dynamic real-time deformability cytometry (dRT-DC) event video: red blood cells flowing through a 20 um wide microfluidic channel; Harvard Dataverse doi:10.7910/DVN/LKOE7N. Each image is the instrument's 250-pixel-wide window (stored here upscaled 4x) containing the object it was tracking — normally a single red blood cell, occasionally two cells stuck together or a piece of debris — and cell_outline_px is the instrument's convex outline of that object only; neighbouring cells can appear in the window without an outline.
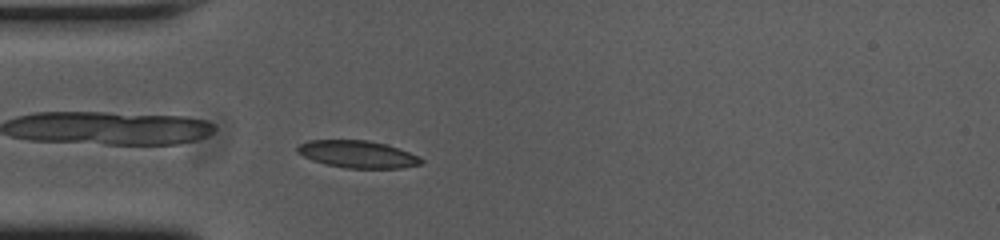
{"species": "common noctule bat (a hibernating species)", "species_latin": "Nyctalus noctula", "temperature_condition": "cold", "stored_images_in_passage": 43, "camera_frame_rate_fps": 3000, "um_per_image_px": 0.085, "animal": {"sex": "female", "body_mass_g": 23.0, "forearm_length_mm": 53.4}, "frame": {"image": 1, "passage_image": 6, "time_ms": 1.667, "image_size_px": [1000, 240], "cell_outline_px": [[424, 164], [400, 168], [344, 168], [324, 164], [312, 160], [296, 152], [296, 148], [300, 144], [308, 140], [368, 140], [384, 144], [420, 156], [424, 160]], "centroid_in_image_um": [30.39, 13.12], "position_along_channel_um": 54.6, "area_um2": 19.71}}
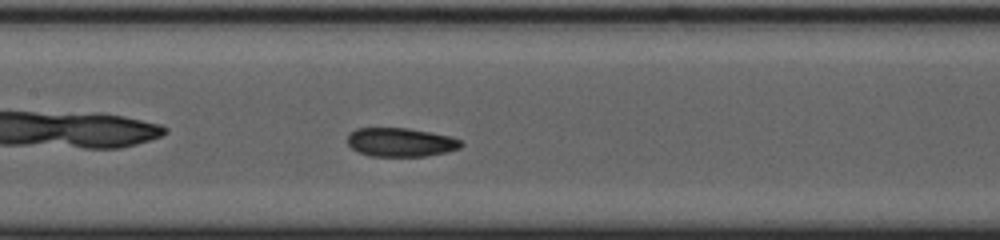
{"frame": {"image": 2, "passage_image": 16, "time_ms": 5.0, "image_size_px": [1000, 240], "cell_outline_px": [[464, 144], [460, 148], [448, 152], [424, 156], [372, 156], [360, 152], [352, 148], [348, 144], [348, 132], [356, 128], [408, 128], [448, 136], [460, 140]], "centroid_in_image_um": [34.04, 12.09], "position_along_channel_um": 173.4, "area_um2": 18.96}}
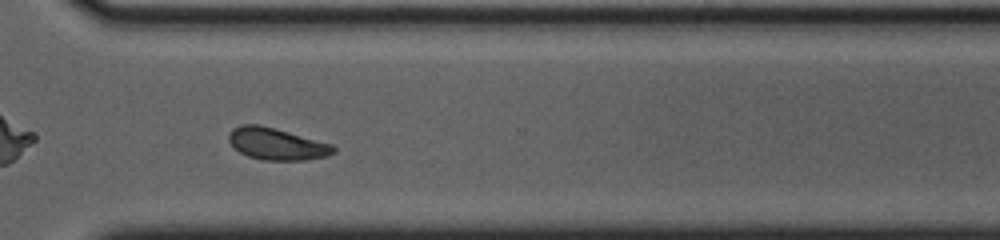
{"frame": {"image": 3, "passage_image": 30, "time_ms": 9.667, "image_size_px": [1000, 240], "cell_outline_px": [[336, 152], [328, 156], [304, 160], [264, 160], [248, 156], [240, 152], [228, 140], [228, 136], [232, 128], [240, 124], [256, 124], [288, 132], [332, 144], [336, 148]], "centroid_in_image_um": [23.52, 12.24], "position_along_channel_um": 347.1, "area_um2": 19.25}}